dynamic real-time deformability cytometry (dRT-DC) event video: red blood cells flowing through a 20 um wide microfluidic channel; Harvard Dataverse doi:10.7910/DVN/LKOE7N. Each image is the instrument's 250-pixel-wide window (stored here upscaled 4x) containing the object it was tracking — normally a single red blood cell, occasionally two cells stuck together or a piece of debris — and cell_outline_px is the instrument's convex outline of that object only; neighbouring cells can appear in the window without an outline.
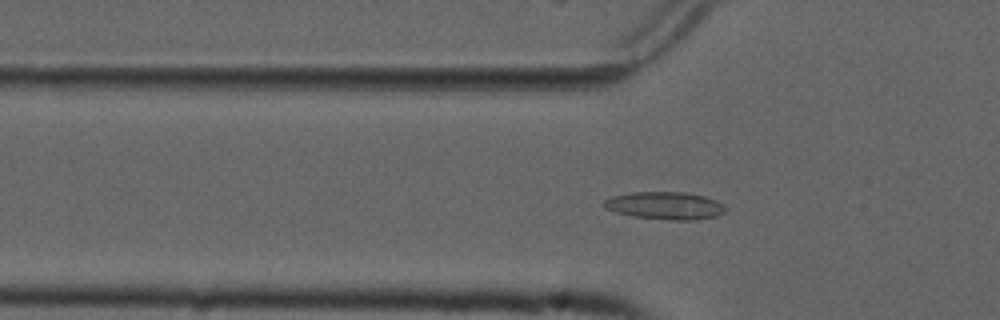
{"species": "common noctule bat (a hibernating species)", "species_latin": "Nyctalus noctula", "temperature_condition": "cold", "stored_images_in_passage": 54, "camera_frame_rate_fps": 3000, "um_per_image_px": 0.085, "animal": {"sex": "male", "forearm_length_mm": 52.5}, "frame": {"image": 1, "passage_image": 17, "time_ms": 5.333, "image_size_px": [1000, 320], "cell_outline_px": [[724, 212], [716, 216], [692, 220], [668, 220], [632, 216], [616, 212], [604, 208], [604, 200], [612, 196], [632, 192], [684, 192], [704, 196], [716, 200], [724, 204]], "centroid_in_image_um": [56.52, 17.47], "position_along_channel_um": 69.3, "area_um2": 19.48}}
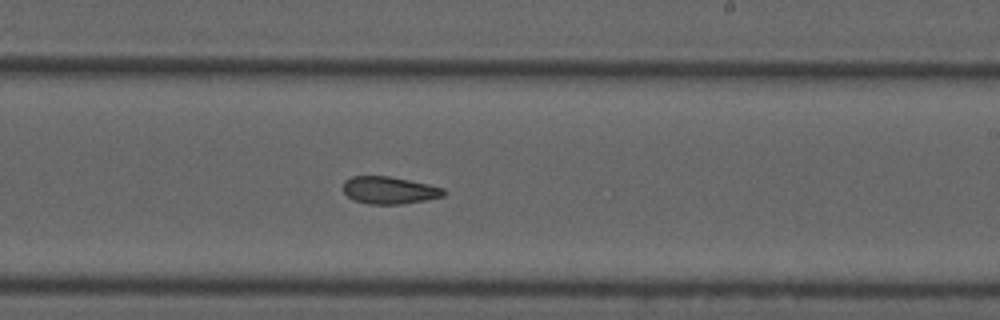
{"frame": {"image": 2, "passage_image": 32, "time_ms": 10.333, "image_size_px": [1000, 320], "cell_outline_px": [[448, 192], [444, 196], [404, 204], [368, 204], [352, 200], [344, 192], [344, 180], [352, 176], [388, 176], [428, 184], [444, 188]], "centroid_in_image_um": [33.1, 16.17], "position_along_channel_um": 255.9, "area_um2": 16.07}}
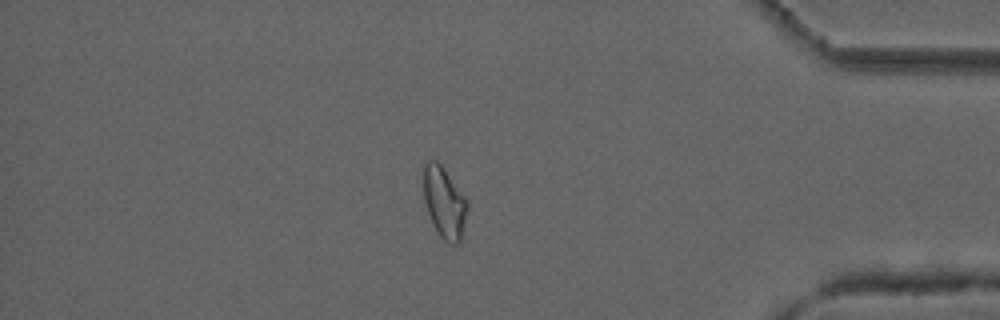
{"frame": {"image": 3, "passage_image": 46, "time_ms": 15.0, "image_size_px": [1000, 320], "cell_outline_px": [[468, 208], [460, 240], [456, 244], [452, 244], [444, 240], [440, 236], [432, 224], [424, 200], [424, 164], [428, 160], [436, 160], [440, 164], [464, 196], [468, 204]], "centroid_in_image_um": [37.75, 17.22], "position_along_channel_um": 397.4, "area_um2": 17.8}, "authors_computed_cell_mechanics": {"area_um2": 17.4845, "velocity_mm_per_s": 3.7375, "shape_relaxation_time_tau1_ms": null, "shape_relaxation_time_tau2_ms": 7.5886, "deformation_change_tau1": null, "deformation_change_tau2": 0.1352}}